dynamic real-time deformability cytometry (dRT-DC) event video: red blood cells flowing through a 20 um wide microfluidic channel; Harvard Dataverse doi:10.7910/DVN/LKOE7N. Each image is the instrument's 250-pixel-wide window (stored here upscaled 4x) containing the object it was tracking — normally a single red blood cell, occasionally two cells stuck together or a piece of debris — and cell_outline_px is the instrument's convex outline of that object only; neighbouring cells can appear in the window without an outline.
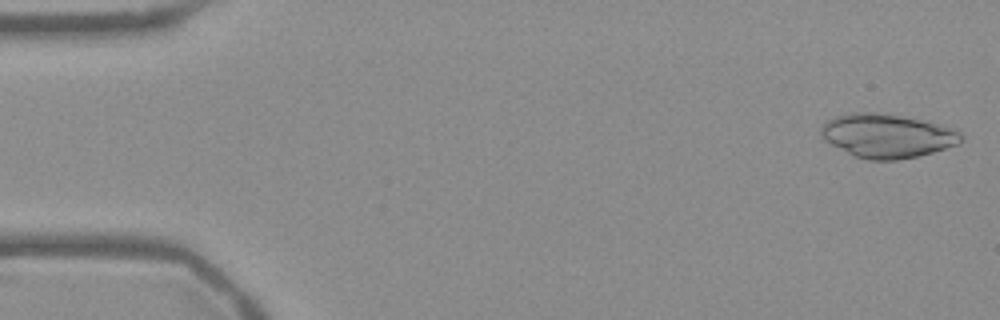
{"species": "Egyptian fruit bat (a non-hibernating species)", "species_latin": "Rousettus aegyptiacus", "temperature_condition": "warm", "stored_images_in_passage": 52, "camera_frame_rate_fps": 3000, "um_per_image_px": 0.085, "frame": {"image": 1, "passage_image": 1, "time_ms": 0.0, "image_size_px": [1000, 320], "cell_outline_px": [[964, 136], [956, 144], [932, 152], [916, 156], [896, 160], [868, 160], [852, 156], [824, 140], [820, 136], [820, 128], [832, 116], [848, 112], [880, 112], [920, 120], [956, 128]], "centroid_in_image_um": [75.34, 11.53], "position_along_channel_um": 9.7, "area_um2": 35.89}}